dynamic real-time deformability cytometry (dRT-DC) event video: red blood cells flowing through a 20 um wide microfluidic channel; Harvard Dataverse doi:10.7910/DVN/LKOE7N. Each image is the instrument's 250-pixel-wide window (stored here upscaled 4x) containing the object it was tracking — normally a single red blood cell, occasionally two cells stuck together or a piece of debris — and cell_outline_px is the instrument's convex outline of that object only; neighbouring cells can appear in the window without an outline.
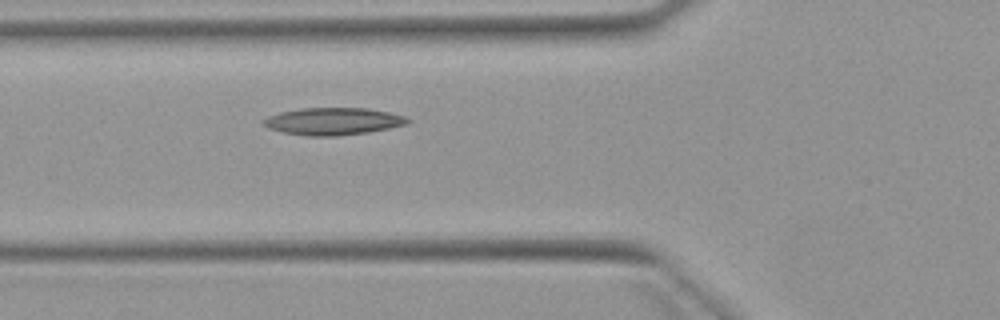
{"species": "Egyptian fruit bat (a non-hibernating species)", "species_latin": "Rousettus aegyptiacus", "temperature_condition": "warm", "stored_images_in_passage": 4, "camera_frame_rate_fps": 3000, "um_per_image_px": 0.085, "animal": {"sex": "female"}, "frame": {"image": 1, "passage_image": 3, "time_ms": 2.333, "image_size_px": [1000, 320], "cell_outline_px": [[412, 120], [408, 124], [368, 132], [336, 136], [308, 136], [284, 132], [268, 128], [260, 124], [260, 120], [268, 116], [280, 112], [304, 108], [368, 108], [388, 112], [404, 116]], "centroid_in_image_um": [28.28, 10.31], "position_along_channel_um": 97.5, "area_um2": 22.95}}